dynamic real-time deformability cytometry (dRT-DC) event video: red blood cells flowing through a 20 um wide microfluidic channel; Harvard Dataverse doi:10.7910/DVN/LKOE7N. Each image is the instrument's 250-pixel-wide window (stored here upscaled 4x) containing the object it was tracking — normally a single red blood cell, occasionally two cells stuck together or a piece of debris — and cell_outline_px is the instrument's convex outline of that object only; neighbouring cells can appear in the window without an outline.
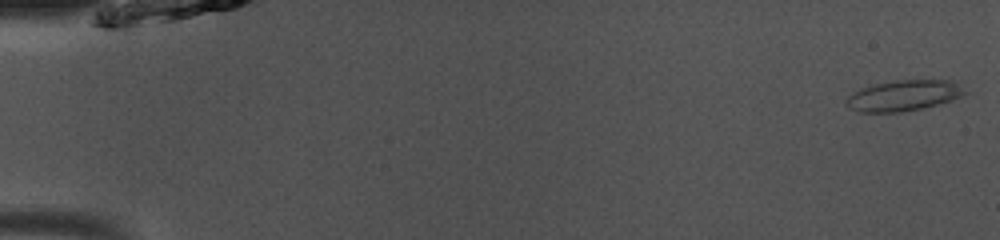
{"species": "common noctule bat (a hibernating species)", "species_latin": "Nyctalus noctula", "temperature_condition": "room temperature", "stored_images_in_passage": 49, "camera_frame_rate_fps": 3000, "um_per_image_px": 0.085, "animal": {"sex": "male", "body_mass_g": 13.0, "forearm_length_mm": 53.1}, "frame": {"image": 1, "passage_image": 1, "time_ms": 0.0, "image_size_px": [1000, 240], "cell_outline_px": [[968, 92], [960, 96], [936, 104], [920, 108], [900, 112], [860, 112], [848, 108], [844, 104], [844, 100], [848, 96], [864, 88], [876, 84], [896, 80], [952, 80]], "centroid_in_image_um": [76.76, 8.12], "position_along_channel_um": 8.2, "area_um2": 20.81}}
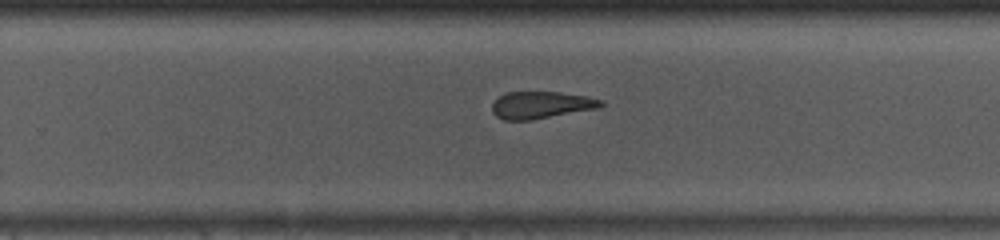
{"frame": {"image": 2, "passage_image": 32, "time_ms": 10.333, "image_size_px": [1000, 240], "cell_outline_px": [[604, 104], [600, 108], [532, 120], [504, 120], [496, 116], [492, 112], [492, 104], [504, 92], [560, 92], [588, 96], [604, 100]], "centroid_in_image_um": [46.03, 8.92], "position_along_channel_um": 283.8, "area_um2": 17.4}}
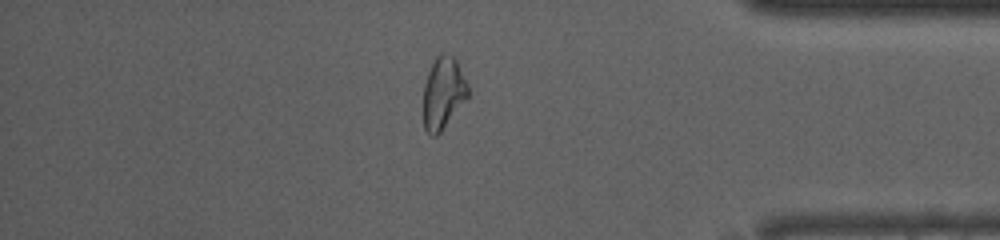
{"frame": {"image": 3, "passage_image": 42, "time_ms": 13.667, "image_size_px": [1000, 240], "cell_outline_px": [[468, 96], [440, 132], [436, 136], [432, 136], [424, 128], [424, 84], [428, 72], [436, 56], [440, 52], [444, 52], [452, 56], [456, 60], [468, 84]], "centroid_in_image_um": [37.66, 7.87], "position_along_channel_um": 397.5, "area_um2": 18.44}, "authors_computed_cell_mechanics": {"area_um2": 19.4208, "velocity_mm_per_s": 4.0944, "shape_relaxation_time_tau1_ms": null, "shape_relaxation_time_tau2_ms": 1.7932, "deformation_change_tau1": null, "deformation_change_tau2": 0.1073}}